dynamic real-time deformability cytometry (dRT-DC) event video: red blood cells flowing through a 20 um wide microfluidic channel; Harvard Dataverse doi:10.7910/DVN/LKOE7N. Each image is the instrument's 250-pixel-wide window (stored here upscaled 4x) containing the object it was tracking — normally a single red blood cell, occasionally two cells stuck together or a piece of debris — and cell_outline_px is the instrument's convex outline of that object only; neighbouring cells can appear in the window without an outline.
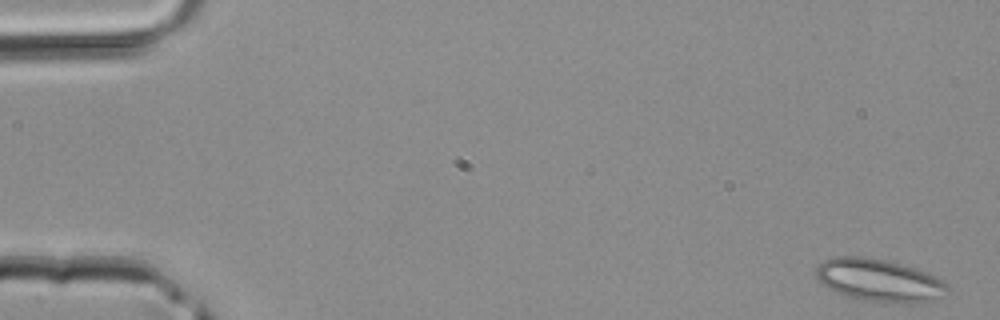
{"species": "common noctule bat (a hibernating species)", "species_latin": "Nyctalus noctula", "temperature_condition": "room temperature", "stored_images_in_passage": 44, "camera_frame_rate_fps": 3000, "um_per_image_px": 0.085, "animal": {"sex": "male", "body_mass_g": 20.4}, "frame": {"image": 1, "passage_image": 1, "time_ms": 0.0, "image_size_px": [1000, 320], "cell_outline_px": [[948, 288], [928, 300], [908, 304], [904, 304], [864, 300], [848, 296], [828, 288], [816, 276], [816, 268], [824, 260], [832, 256], [864, 256], [884, 260], [916, 268], [928, 272], [944, 280], [948, 284]], "centroid_in_image_um": [74.69, 23.8], "position_along_channel_um": 10.3, "area_um2": 32.14}}
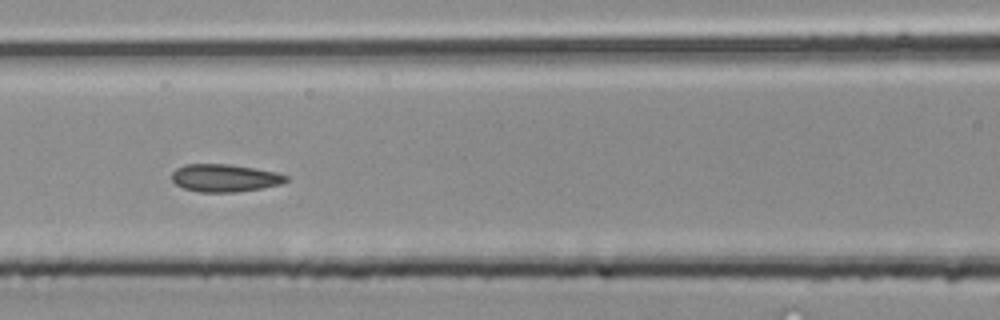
{"frame": {"image": 2, "passage_image": 19, "time_ms": 6.0, "image_size_px": [1000, 320], "cell_outline_px": [[288, 180], [280, 184], [260, 188], [236, 192], [200, 192], [184, 188], [176, 184], [172, 180], [172, 172], [176, 168], [184, 164], [228, 164], [256, 168], [276, 172], [288, 176]], "centroid_in_image_um": [19.09, 15.12], "position_along_channel_um": 147.5, "area_um2": 18.38}}
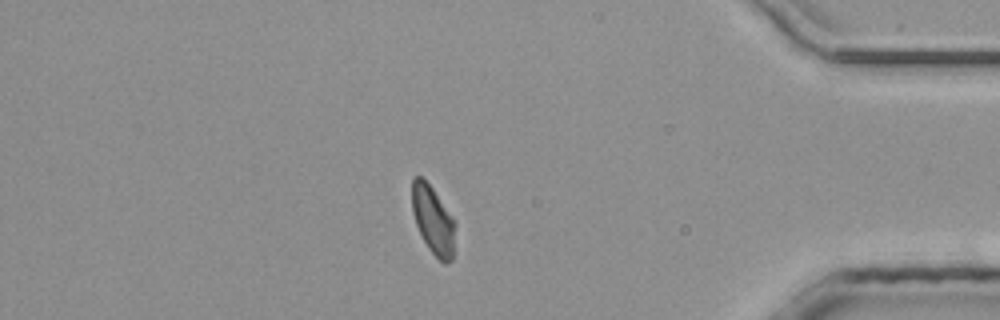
{"frame": {"image": 3, "passage_image": 37, "time_ms": 12.0, "image_size_px": [1000, 320], "cell_outline_px": [[456, 224], [452, 260], [444, 264], [428, 248], [416, 224], [412, 212], [412, 180], [416, 176], [420, 176], [432, 188]], "centroid_in_image_um": [36.81, 18.73], "position_along_channel_um": 398.4, "area_um2": 16.76}}